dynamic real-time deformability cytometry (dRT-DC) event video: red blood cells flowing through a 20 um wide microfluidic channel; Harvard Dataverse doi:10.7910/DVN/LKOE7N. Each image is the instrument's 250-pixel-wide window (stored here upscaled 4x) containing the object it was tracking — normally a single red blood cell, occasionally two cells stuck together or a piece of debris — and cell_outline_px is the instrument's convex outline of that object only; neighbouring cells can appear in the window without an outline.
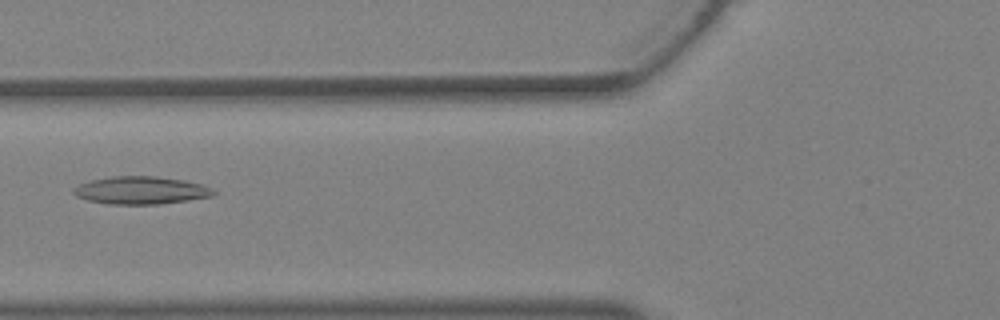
{"species": "Egyptian fruit bat (a non-hibernating species)", "species_latin": "Rousettus aegyptiacus", "temperature_condition": "warm", "stored_images_in_passage": 30, "camera_frame_rate_fps": 3000, "um_per_image_px": 0.085, "animal": {"sex": "female"}, "frame": {"image": 1, "passage_image": 8, "time_ms": 2.333, "image_size_px": [1000, 320], "cell_outline_px": [[216, 192], [212, 196], [188, 200], [160, 204], [108, 204], [88, 200], [76, 196], [72, 192], [72, 188], [80, 184], [92, 180], [112, 176], [156, 176], [184, 180], [200, 184], [212, 188]], "centroid_in_image_um": [11.97, 16.18], "position_along_channel_um": 113.8, "area_um2": 22.54}}
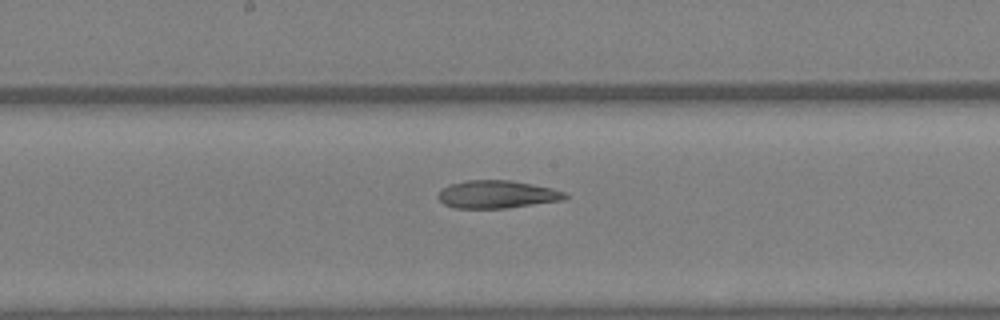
{"frame": {"image": 2, "passage_image": 13, "time_ms": 4.0, "image_size_px": [1000, 320], "cell_outline_px": [[568, 196], [560, 200], [508, 208], [452, 208], [444, 204], [436, 196], [440, 188], [448, 184], [464, 180], [512, 180], [552, 188], [564, 192]], "centroid_in_image_um": [42.16, 16.51], "position_along_channel_um": 206.0, "area_um2": 20.69}}
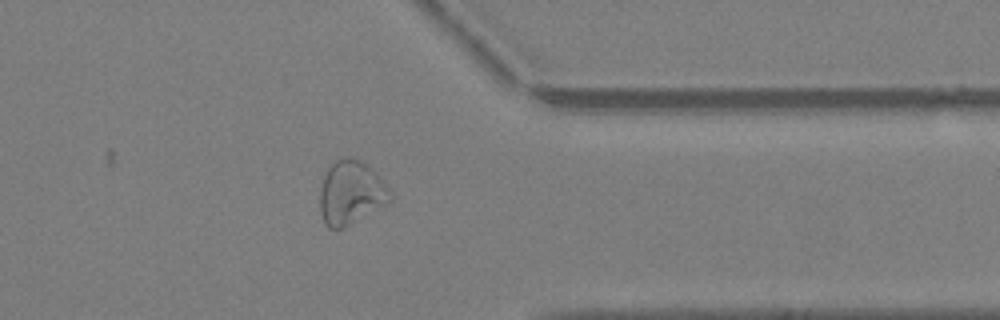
{"frame": {"image": 3, "passage_image": 23, "time_ms": 7.333, "image_size_px": [1000, 320], "cell_outline_px": [[392, 200], [348, 224], [340, 228], [328, 228], [324, 224], [320, 212], [320, 188], [328, 164], [336, 160], [356, 160], [364, 164], [380, 176], [388, 188], [392, 196]], "centroid_in_image_um": [29.79, 16.39], "position_along_channel_um": 381.6, "area_um2": 25.32}}